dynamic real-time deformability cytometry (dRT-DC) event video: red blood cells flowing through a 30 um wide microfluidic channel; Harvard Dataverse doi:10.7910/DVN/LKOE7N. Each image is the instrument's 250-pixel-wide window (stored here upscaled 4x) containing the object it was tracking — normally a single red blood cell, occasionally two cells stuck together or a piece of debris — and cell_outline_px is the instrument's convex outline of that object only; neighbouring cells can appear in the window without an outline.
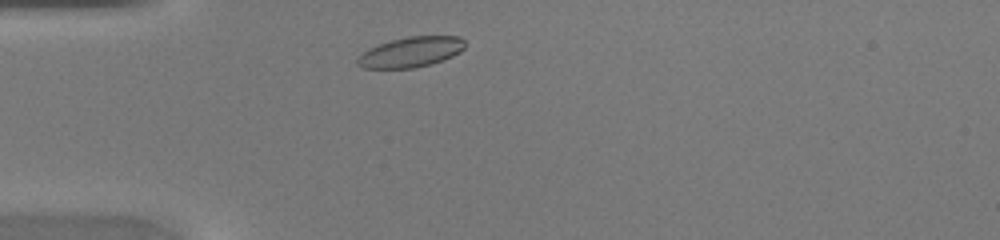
{"species": "common noctule bat (a hibernating species)", "species_latin": "Nyctalus noctula", "temperature_condition": "warm", "stored_images_in_passage": 35, "camera_frame_rate_fps": 3000, "um_per_image_px": 0.085, "animal": {"sex": "female", "body_mass_g": 20.0, "forearm_length_mm": 54.0}, "frame": {"image": 1, "passage_image": 3, "time_ms": 0.667, "image_size_px": [1000, 240], "cell_outline_px": [[464, 48], [460, 52], [452, 56], [432, 64], [412, 68], [364, 68], [356, 64], [356, 60], [364, 52], [380, 44], [392, 40], [408, 36], [460, 36], [464, 40]], "centroid_in_image_um": [34.95, 4.42], "position_along_channel_um": 50.0, "area_um2": 18.73}}
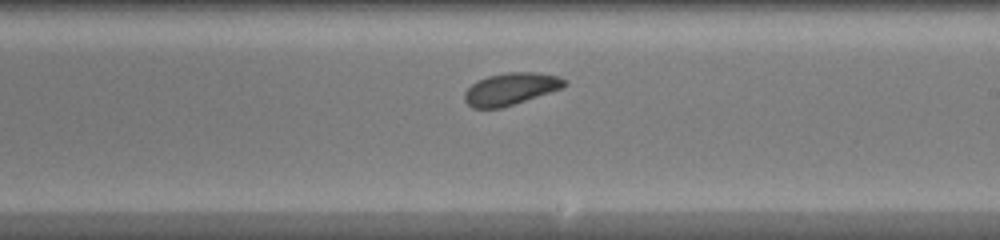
{"frame": {"image": 2, "passage_image": 17, "time_ms": 5.333, "image_size_px": [1000, 240], "cell_outline_px": [[568, 84], [564, 88], [500, 108], [472, 108], [464, 100], [464, 92], [476, 80], [488, 76], [508, 72], [532, 72], [560, 76], [568, 80]], "centroid_in_image_um": [43.44, 7.55], "position_along_channel_um": 245.6, "area_um2": 18.79}}
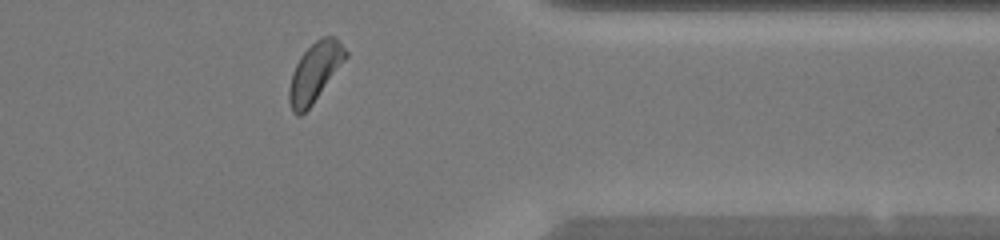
{"frame": {"image": 3, "passage_image": 27, "time_ms": 8.667, "image_size_px": [1000, 240], "cell_outline_px": [[348, 56], [312, 104], [300, 116], [296, 116], [292, 112], [288, 100], [288, 88], [292, 72], [300, 56], [316, 40], [324, 36], [336, 36], [348, 52]], "centroid_in_image_um": [26.75, 6.14], "position_along_channel_um": 384.7, "area_um2": 19.36}}